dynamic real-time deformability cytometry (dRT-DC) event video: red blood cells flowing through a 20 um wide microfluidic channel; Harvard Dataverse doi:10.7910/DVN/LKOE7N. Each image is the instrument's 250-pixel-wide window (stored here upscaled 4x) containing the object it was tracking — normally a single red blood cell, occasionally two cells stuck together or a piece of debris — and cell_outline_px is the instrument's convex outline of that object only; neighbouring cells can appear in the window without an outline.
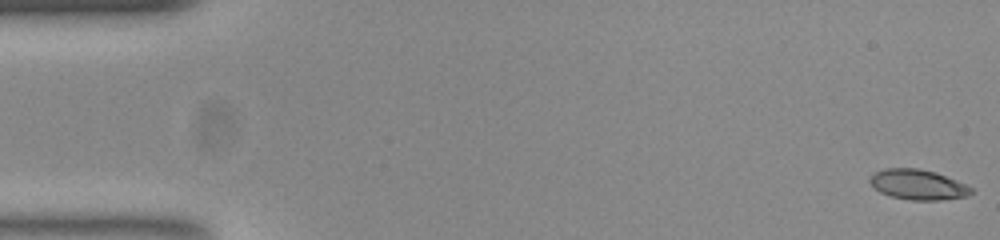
{"species": "common noctule bat (a hibernating species)", "species_latin": "Nyctalus noctula", "temperature_condition": "room temperature", "stored_images_in_passage": 53, "camera_frame_rate_fps": 3000, "um_per_image_px": 0.085, "animal": {"sex": "female", "body_mass_g": 23.0, "forearm_length_mm": 53.4}, "frame": {"image": 1, "passage_image": 1, "time_ms": 0.0, "image_size_px": [1000, 240], "cell_outline_px": [[972, 192], [968, 196], [940, 200], [912, 200], [892, 196], [880, 192], [868, 180], [876, 172], [884, 168], [920, 168], [936, 172], [956, 180], [972, 188]], "centroid_in_image_um": [78.04, 15.68], "position_along_channel_um": 7.0, "area_um2": 17.63}}
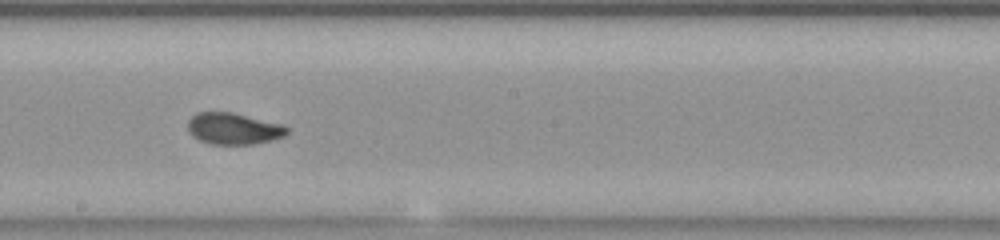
{"frame": {"image": 2, "passage_image": 29, "time_ms": 9.333, "image_size_px": [1000, 240], "cell_outline_px": [[288, 132], [284, 136], [272, 140], [252, 144], [212, 144], [200, 140], [192, 136], [188, 132], [188, 120], [196, 112], [232, 112], [284, 124], [288, 128]], "centroid_in_image_um": [19.85, 10.92], "position_along_channel_um": 228.3, "area_um2": 18.32}}
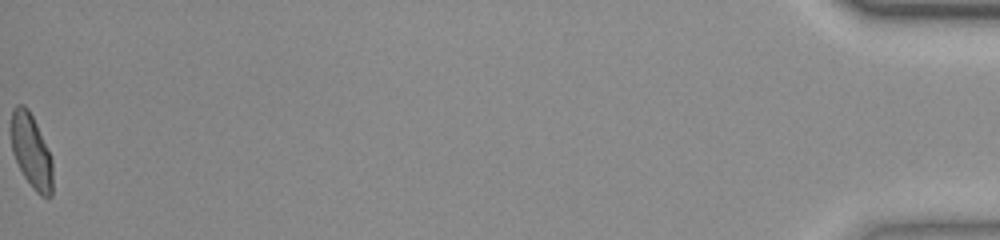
{"frame": {"image": 3, "passage_image": 53, "time_ms": 17.333, "image_size_px": [1000, 240], "cell_outline_px": [[52, 196], [40, 196], [32, 188], [24, 176], [12, 152], [12, 108], [16, 104], [24, 104], [28, 108], [52, 156]], "centroid_in_image_um": [2.67, 12.85], "position_along_channel_um": 432.5, "area_um2": 17.8}, "authors_computed_cell_mechanics": {"area_um2": 18.0336, "velocity_mm_per_s": 3.889, "shape_relaxation_time_tau1_ms": 4.1714, "shape_relaxation_time_tau2_ms": 1.1905, "deformation_change_tau1": 0.1715, "deformation_change_tau2": 0.0587}}